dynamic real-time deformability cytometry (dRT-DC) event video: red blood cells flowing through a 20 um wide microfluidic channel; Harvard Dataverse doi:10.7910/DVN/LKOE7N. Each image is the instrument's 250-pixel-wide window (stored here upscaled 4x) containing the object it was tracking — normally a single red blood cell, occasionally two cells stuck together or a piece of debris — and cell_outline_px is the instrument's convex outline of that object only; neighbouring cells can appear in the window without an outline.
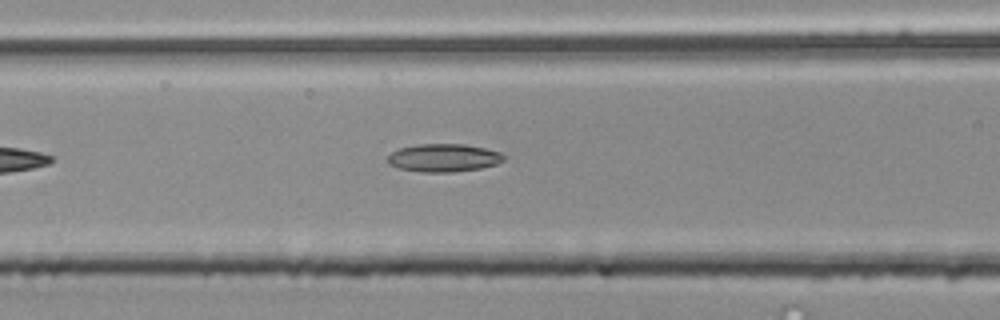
{"species": "common noctule bat (a hibernating species)", "species_latin": "Nyctalus noctula", "temperature_condition": "room temperature", "stored_images_in_passage": 5, "camera_frame_rate_fps": 3000, "um_per_image_px": 0.085, "animal": {"sex": "male", "body_mass_g": 20.4}, "frame": {"image": 1, "passage_image": 5, "time_ms": 1.333, "image_size_px": [1000, 320], "cell_outline_px": [[504, 160], [496, 164], [480, 168], [456, 172], [420, 172], [400, 168], [388, 164], [388, 156], [392, 152], [400, 148], [416, 144], [464, 144], [484, 148], [500, 152], [504, 156]], "centroid_in_image_um": [37.7, 13.41], "position_along_channel_um": 128.9, "area_um2": 18.9}}